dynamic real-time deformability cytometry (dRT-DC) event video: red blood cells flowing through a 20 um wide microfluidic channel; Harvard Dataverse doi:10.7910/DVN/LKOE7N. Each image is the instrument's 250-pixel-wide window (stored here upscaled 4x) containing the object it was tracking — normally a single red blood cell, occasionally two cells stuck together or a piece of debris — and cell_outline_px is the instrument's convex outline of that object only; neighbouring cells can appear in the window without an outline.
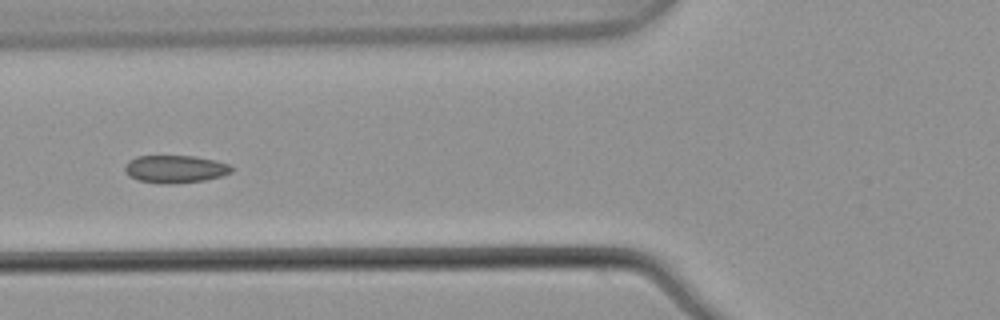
{"species": "common noctule bat (a hibernating species)", "species_latin": "Nyctalus noctula", "temperature_condition": "warm", "stored_images_in_passage": 8, "camera_frame_rate_fps": 3000, "um_per_image_px": 0.085, "animal": {"sex": "male", "body_mass_g": 21.5, "forearm_length_mm": 52.0}, "frame": {"image": 1, "passage_image": 6, "time_ms": 1.667, "image_size_px": [1000, 320], "cell_outline_px": [[232, 172], [220, 176], [204, 180], [168, 184], [160, 184], [140, 180], [128, 176], [124, 172], [124, 168], [128, 160], [136, 156], [196, 156], [216, 160], [228, 164], [232, 168]], "centroid_in_image_um": [14.85, 14.36], "position_along_channel_um": 110.9, "area_um2": 17.22}}
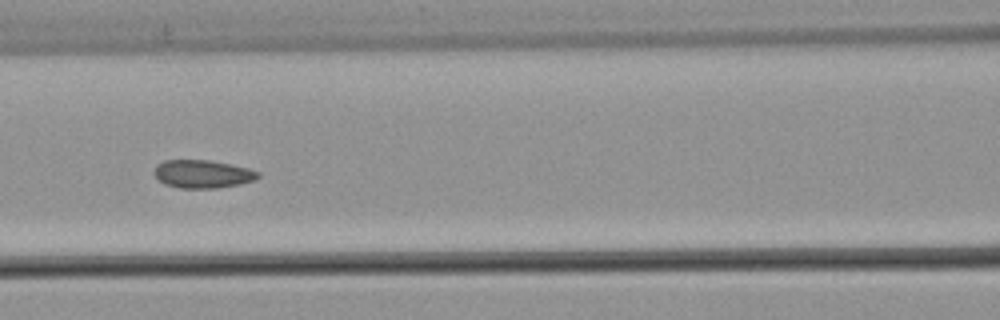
{"frame": {"image": 2, "passage_image": 7, "time_ms": 2.0, "image_size_px": [1000, 320], "cell_outline_px": [[260, 176], [256, 180], [240, 184], [216, 188], [180, 188], [164, 184], [152, 172], [156, 164], [164, 160], [208, 160], [248, 168], [260, 172]], "centroid_in_image_um": [17.21, 14.79], "position_along_channel_um": 149.4, "area_um2": 17.05}}